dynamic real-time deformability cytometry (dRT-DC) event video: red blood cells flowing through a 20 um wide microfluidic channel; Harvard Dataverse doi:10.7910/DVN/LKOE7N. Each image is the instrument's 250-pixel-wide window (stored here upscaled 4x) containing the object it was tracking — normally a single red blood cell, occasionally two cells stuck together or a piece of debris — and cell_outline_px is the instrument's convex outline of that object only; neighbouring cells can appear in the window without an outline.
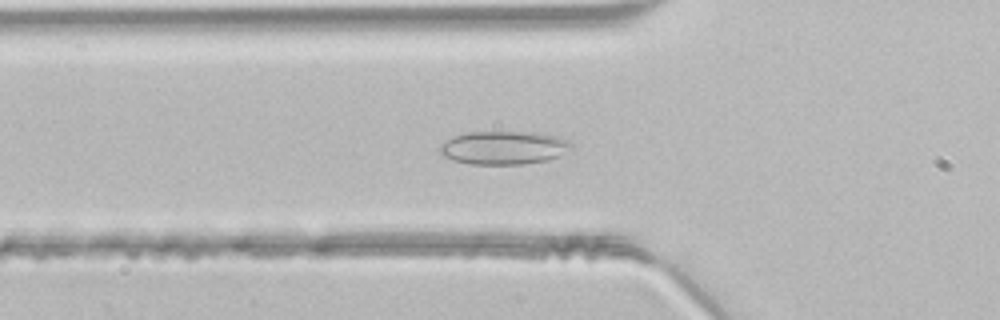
{"species": "common noctule bat (a hibernating species)", "species_latin": "Nyctalus noctula", "temperature_condition": "room temperature", "stored_images_in_passage": 39, "camera_frame_rate_fps": 3000, "um_per_image_px": 0.085, "animal": {"sex": "male", "body_mass_g": 21.5, "forearm_length_mm": 52.0}, "frame": {"image": 1, "passage_image": 7, "time_ms": 2.0, "image_size_px": [1000, 320], "cell_outline_px": [[572, 148], [560, 156], [548, 160], [524, 164], [468, 164], [452, 160], [440, 156], [440, 144], [452, 136], [468, 132], [536, 132], [556, 136], [568, 140], [572, 144]], "centroid_in_image_um": [42.8, 12.56], "position_along_channel_um": 83.0, "area_um2": 25.84}}
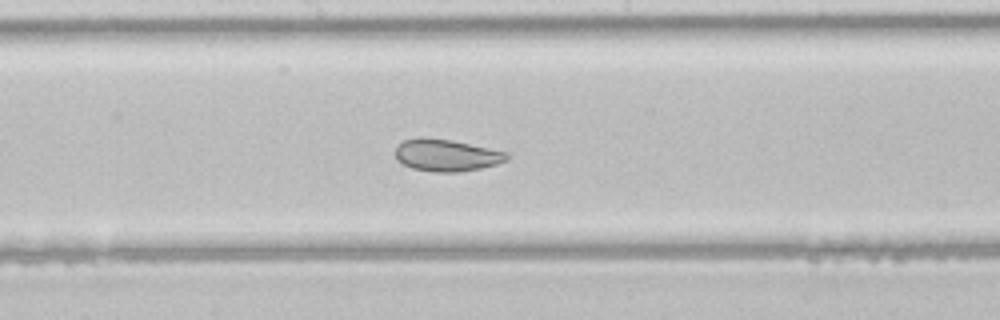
{"frame": {"image": 2, "passage_image": 16, "time_ms": 5.0, "image_size_px": [1000, 320], "cell_outline_px": [[508, 160], [496, 164], [480, 168], [460, 172], [436, 172], [412, 168], [396, 160], [396, 148], [404, 140], [420, 136], [452, 140], [508, 152]], "centroid_in_image_um": [37.95, 13.19], "position_along_channel_um": 210.3, "area_um2": 20.81}}
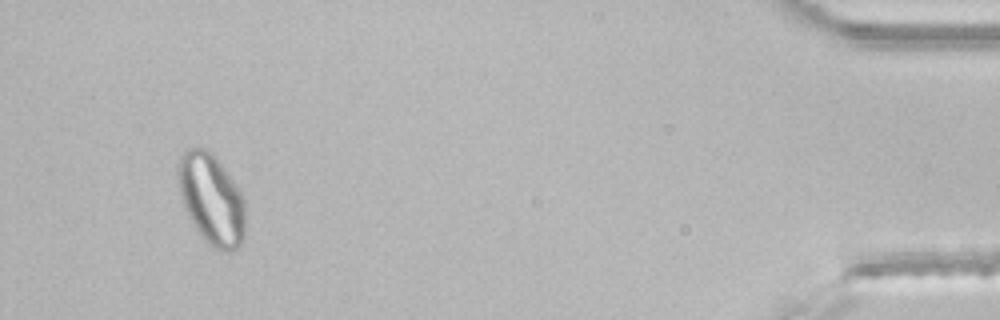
{"frame": {"image": 3, "passage_image": 36, "time_ms": 11.667, "image_size_px": [1000, 320], "cell_outline_px": [[244, 236], [240, 244], [232, 252], [228, 252], [216, 248], [208, 244], [196, 228], [184, 208], [176, 176], [176, 168], [180, 156], [188, 148], [204, 148], [212, 152], [224, 168], [240, 192], [244, 200]], "centroid_in_image_um": [17.94, 16.91], "position_along_channel_um": 417.3, "area_um2": 35.32}}